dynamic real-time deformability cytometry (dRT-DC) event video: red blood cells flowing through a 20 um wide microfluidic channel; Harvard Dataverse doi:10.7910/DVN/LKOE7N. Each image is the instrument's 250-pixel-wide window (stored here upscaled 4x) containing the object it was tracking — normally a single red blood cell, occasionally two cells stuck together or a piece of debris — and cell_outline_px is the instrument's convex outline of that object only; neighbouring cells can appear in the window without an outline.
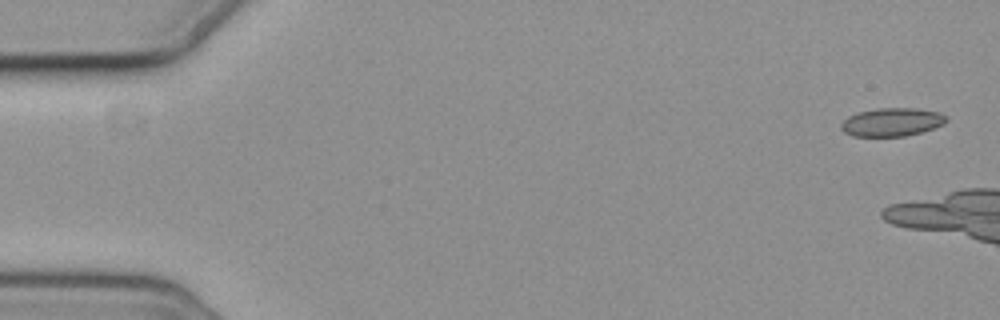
{"species": "common noctule bat (a hibernating species)", "species_latin": "Nyctalus noctula", "temperature_condition": "cold", "stored_images_in_passage": 3, "camera_frame_rate_fps": 3000, "um_per_image_px": 0.085, "animal": {"sex": "female", "body_mass_g": 19.3, "forearm_length_mm": 54.1}, "frame": {"image": 1, "passage_image": 1, "time_ms": 0.0, "image_size_px": [1000, 320], "cell_outline_px": [[948, 120], [944, 124], [920, 132], [904, 136], [852, 136], [844, 132], [840, 128], [840, 124], [848, 116], [856, 112], [876, 108], [916, 108], [940, 112], [948, 116]], "centroid_in_image_um": [75.8, 10.36], "position_along_channel_um": 9.2, "area_um2": 17.51}}